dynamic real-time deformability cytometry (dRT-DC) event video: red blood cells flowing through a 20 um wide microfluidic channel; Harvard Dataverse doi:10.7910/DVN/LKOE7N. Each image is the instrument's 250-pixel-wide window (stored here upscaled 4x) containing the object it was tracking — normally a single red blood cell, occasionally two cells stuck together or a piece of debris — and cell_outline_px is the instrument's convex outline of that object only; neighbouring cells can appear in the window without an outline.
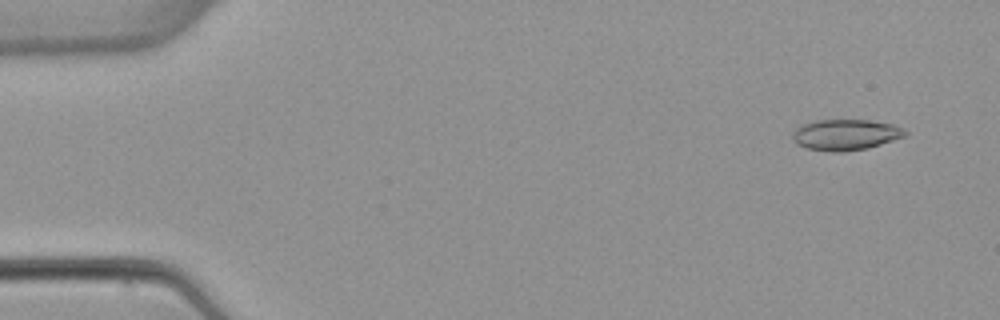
{"species": "common noctule bat (a hibernating species)", "species_latin": "Nyctalus noctula", "temperature_condition": "warm", "stored_images_in_passage": 5, "camera_frame_rate_fps": 3000, "um_per_image_px": 0.085, "animal": {"sex": "female", "body_mass_g": 22.7, "forearm_length_mm": 54.2}, "frame": {"image": 1, "passage_image": 1, "time_ms": 0.0, "image_size_px": [1000, 320], "cell_outline_px": [[908, 136], [868, 148], [844, 152], [832, 152], [808, 148], [796, 144], [792, 140], [792, 132], [796, 128], [804, 124], [816, 120], [872, 120], [892, 124], [904, 128], [908, 132]], "centroid_in_image_um": [71.91, 11.45], "position_along_channel_um": 13.1, "area_um2": 20.52}}
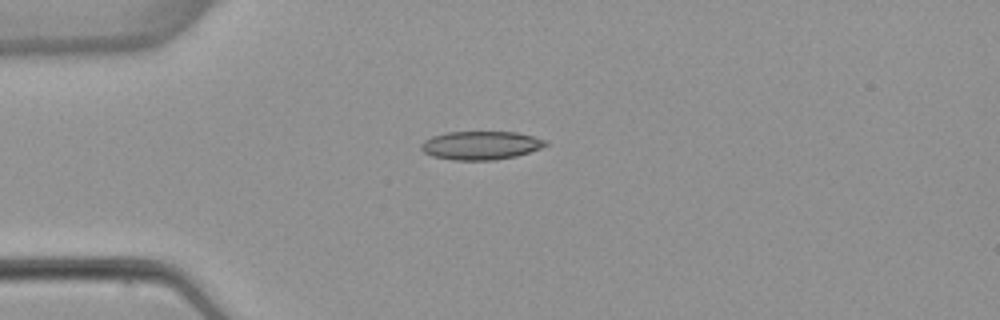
{"frame": {"image": 2, "passage_image": 3, "time_ms": 3.333, "image_size_px": [1000, 320], "cell_outline_px": [[548, 144], [540, 148], [516, 156], [492, 160], [452, 160], [432, 156], [424, 152], [420, 148], [420, 144], [424, 140], [432, 136], [448, 132], [516, 132], [548, 140]], "centroid_in_image_um": [40.85, 12.35], "position_along_channel_um": 44.2, "area_um2": 20.63}}